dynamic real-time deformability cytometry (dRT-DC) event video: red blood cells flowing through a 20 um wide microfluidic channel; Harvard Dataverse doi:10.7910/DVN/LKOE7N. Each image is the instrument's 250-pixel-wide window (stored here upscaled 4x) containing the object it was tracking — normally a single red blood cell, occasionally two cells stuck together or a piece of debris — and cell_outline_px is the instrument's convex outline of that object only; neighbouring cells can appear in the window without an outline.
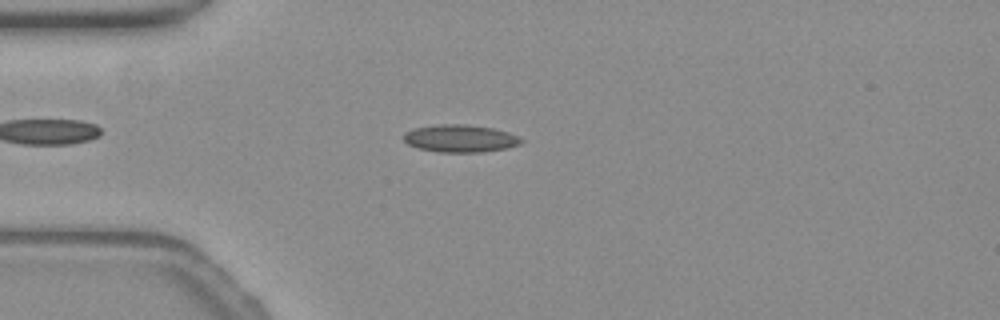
{"species": "common noctule bat (a hibernating species)", "species_latin": "Nyctalus noctula", "temperature_condition": "warm", "stored_images_in_passage": 48, "camera_frame_rate_fps": 3000, "um_per_image_px": 0.085, "animal": {"sex": "female", "body_mass_g": 19.3, "forearm_length_mm": 54.1}, "frame": {"image": 1, "passage_image": 11, "time_ms": 3.333, "image_size_px": [1000, 320], "cell_outline_px": [[524, 140], [520, 144], [508, 148], [480, 152], [436, 152], [416, 148], [408, 144], [404, 140], [404, 132], [416, 128], [440, 124], [464, 124], [492, 128], [508, 132]], "centroid_in_image_um": [39.1, 11.78], "position_along_channel_um": 45.9, "area_um2": 18.79}}
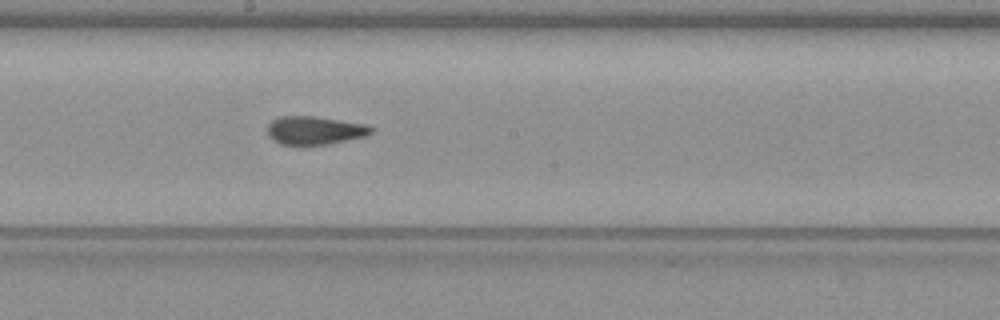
{"frame": {"image": 2, "passage_image": 26, "time_ms": 8.333, "image_size_px": [1000, 320], "cell_outline_px": [[376, 128], [368, 136], [328, 144], [280, 144], [272, 140], [268, 136], [268, 124], [272, 120], [280, 116], [316, 116], [364, 124]], "centroid_in_image_um": [26.77, 11.07], "position_along_channel_um": 221.4, "area_um2": 17.17}}
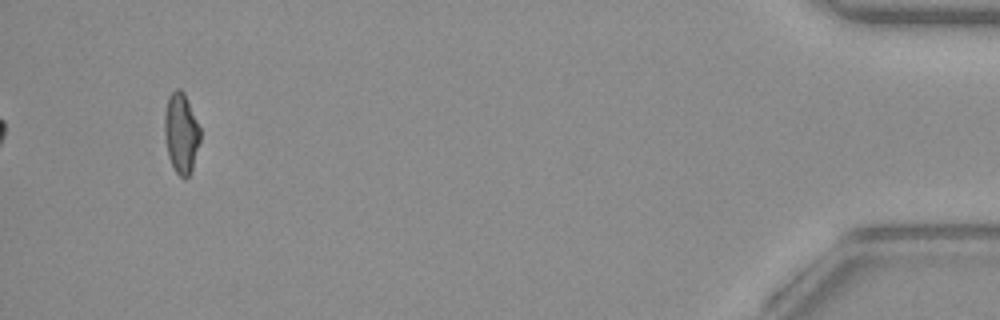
{"frame": {"image": 3, "passage_image": 48, "time_ms": 15.667, "image_size_px": [1000, 320], "cell_outline_px": [[200, 140], [192, 172], [184, 180], [176, 172], [168, 156], [164, 132], [164, 116], [168, 96], [176, 88], [180, 88], [184, 92], [200, 128]], "centroid_in_image_um": [15.4, 11.32], "position_along_channel_um": 419.8, "area_um2": 16.76}, "authors_computed_cell_mechanics": {"area_um2": 17.0799, "velocity_mm_per_s": 3.8229, "shape_relaxation_time_tau1_ms": 10.7963, "shape_relaxation_time_tau2_ms": 2.4997, "deformation_change_tau1": 0.2434, "deformation_change_tau2": 0.0999}}